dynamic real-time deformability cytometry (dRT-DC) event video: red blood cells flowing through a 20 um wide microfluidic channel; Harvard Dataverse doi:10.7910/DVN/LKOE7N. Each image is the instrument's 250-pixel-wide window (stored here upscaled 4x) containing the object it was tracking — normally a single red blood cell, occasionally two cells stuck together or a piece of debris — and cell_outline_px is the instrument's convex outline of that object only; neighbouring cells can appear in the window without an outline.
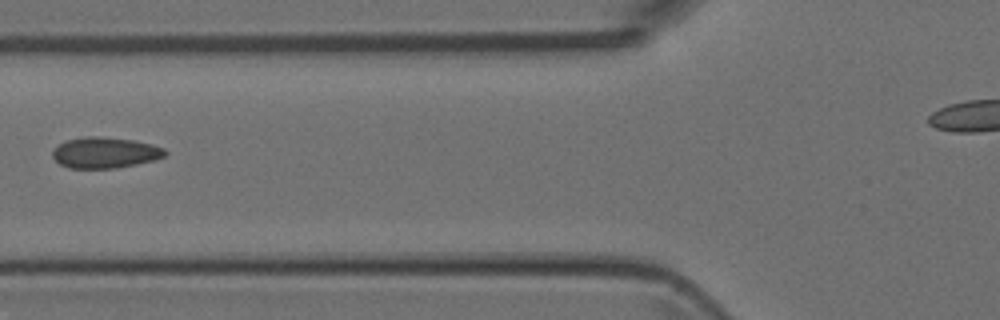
{"species": "Egyptian fruit bat (a non-hibernating species)", "species_latin": "Rousettus aegyptiacus", "temperature_condition": "room temperature", "stored_images_in_passage": 6, "segment_of_instrument_passage": [2, 2], "camera_frame_rate_fps": 3000, "um_per_image_px": 0.085, "animal": {"sex": "female"}, "frame": {"image": 1, "passage_image": 5, "time_ms": 5.333, "image_size_px": [1000, 320], "cell_outline_px": [[168, 152], [164, 156], [156, 160], [116, 168], [68, 168], [60, 164], [52, 156], [52, 152], [60, 144], [68, 140], [88, 136], [100, 136], [132, 140], [152, 144], [164, 148]], "centroid_in_image_um": [8.96, 12.98], "position_along_channel_um": 116.8, "area_um2": 20.17}}
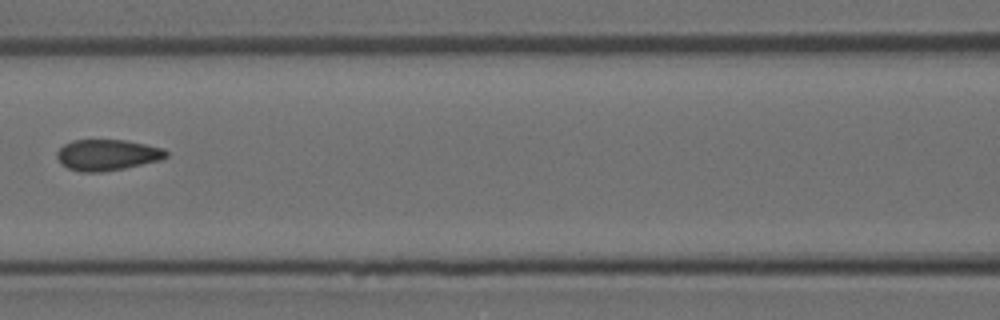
{"frame": {"image": 2, "passage_image": 6, "time_ms": 6.333, "image_size_px": [1000, 320], "cell_outline_px": [[168, 156], [160, 160], [124, 168], [104, 172], [80, 172], [68, 168], [60, 164], [56, 156], [56, 152], [64, 144], [72, 140], [124, 140], [164, 148], [168, 152]], "centroid_in_image_um": [9.09, 13.17], "position_along_channel_um": 157.5, "area_um2": 19.83}}